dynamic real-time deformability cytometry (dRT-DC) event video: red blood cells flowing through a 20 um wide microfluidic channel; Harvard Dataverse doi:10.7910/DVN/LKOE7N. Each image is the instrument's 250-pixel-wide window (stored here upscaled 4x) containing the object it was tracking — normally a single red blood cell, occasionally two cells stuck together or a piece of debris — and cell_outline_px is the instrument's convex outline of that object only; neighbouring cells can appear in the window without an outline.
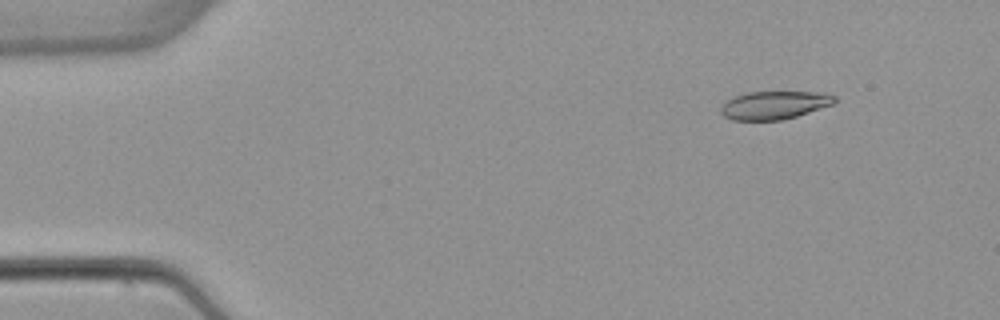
{"species": "common noctule bat (a hibernating species)", "species_latin": "Nyctalus noctula", "temperature_condition": "warm", "stored_images_in_passage": 5, "camera_frame_rate_fps": 3000, "um_per_image_px": 0.085, "animal": {"sex": "female", "body_mass_g": 22.7, "forearm_length_mm": 54.2}, "frame": {"image": 1, "passage_image": 2, "time_ms": 1.0, "image_size_px": [1000, 320], "cell_outline_px": [[836, 100], [832, 104], [796, 116], [780, 120], [732, 120], [724, 116], [720, 112], [720, 104], [732, 96], [744, 92], [828, 92], [836, 96]], "centroid_in_image_um": [65.76, 8.92], "position_along_channel_um": 19.2, "area_um2": 18.84}}
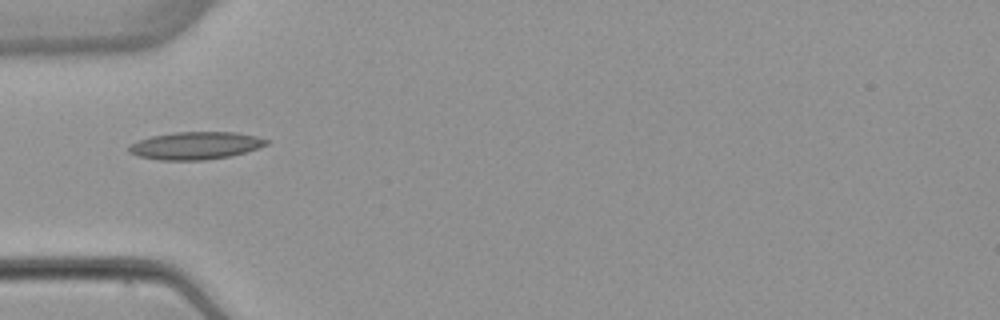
{"frame": {"image": 2, "passage_image": 5, "time_ms": 4.667, "image_size_px": [1000, 320], "cell_outline_px": [[268, 144], [232, 156], [204, 160], [160, 160], [136, 156], [128, 152], [128, 144], [152, 136], [176, 132], [236, 132], [256, 136], [268, 140]], "centroid_in_image_um": [16.58, 12.38], "position_along_channel_um": 68.4, "area_um2": 22.08}}